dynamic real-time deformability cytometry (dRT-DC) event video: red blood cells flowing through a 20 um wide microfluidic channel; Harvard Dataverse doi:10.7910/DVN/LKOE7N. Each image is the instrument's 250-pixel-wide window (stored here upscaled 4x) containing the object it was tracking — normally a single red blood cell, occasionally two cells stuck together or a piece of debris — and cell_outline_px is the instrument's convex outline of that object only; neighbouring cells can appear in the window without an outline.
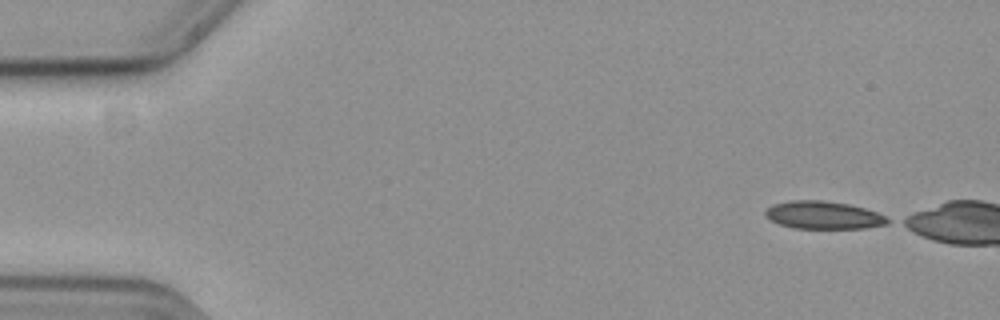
{"species": "common noctule bat (a hibernating species)", "species_latin": "Nyctalus noctula", "temperature_condition": "cold", "stored_images_in_passage": 4, "camera_frame_rate_fps": 3000, "um_per_image_px": 0.085, "animal": {"sex": "female", "body_mass_g": 19.3, "forearm_length_mm": 54.1}, "frame": {"image": 1, "passage_image": 1, "time_ms": 0.0, "image_size_px": [1000, 320], "cell_outline_px": [[892, 220], [888, 224], [864, 228], [792, 228], [768, 220], [764, 216], [764, 212], [772, 204], [792, 200], [820, 200], [848, 204], [864, 208], [876, 212]], "centroid_in_image_um": [69.96, 18.29], "position_along_channel_um": 15.0, "area_um2": 19.83}}